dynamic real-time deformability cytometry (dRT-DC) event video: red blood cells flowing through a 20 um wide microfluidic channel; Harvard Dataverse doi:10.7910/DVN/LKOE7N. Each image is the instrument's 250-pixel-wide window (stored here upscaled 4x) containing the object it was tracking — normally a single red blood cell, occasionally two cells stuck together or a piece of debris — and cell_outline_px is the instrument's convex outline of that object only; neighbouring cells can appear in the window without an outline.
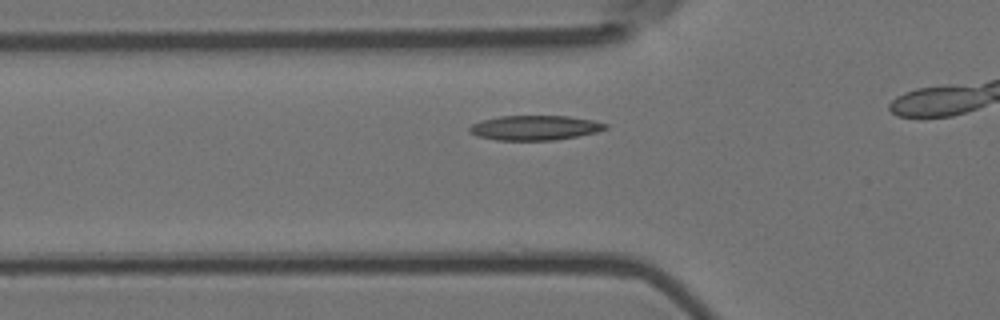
{"species": "Egyptian fruit bat (a non-hibernating species)", "species_latin": "Rousettus aegyptiacus", "temperature_condition": "room temperature", "stored_images_in_passage": 18, "camera_frame_rate_fps": 3000, "um_per_image_px": 0.085, "animal": {"sex": "female"}, "frame": {"image": 1, "passage_image": 13, "time_ms": 4.0, "image_size_px": [1000, 320], "cell_outline_px": [[608, 128], [596, 132], [556, 140], [496, 140], [476, 136], [468, 132], [468, 128], [472, 124], [480, 120], [500, 116], [568, 116], [592, 120], [608, 124]], "centroid_in_image_um": [45.42, 10.86], "position_along_channel_um": 80.4, "area_um2": 19.65}}
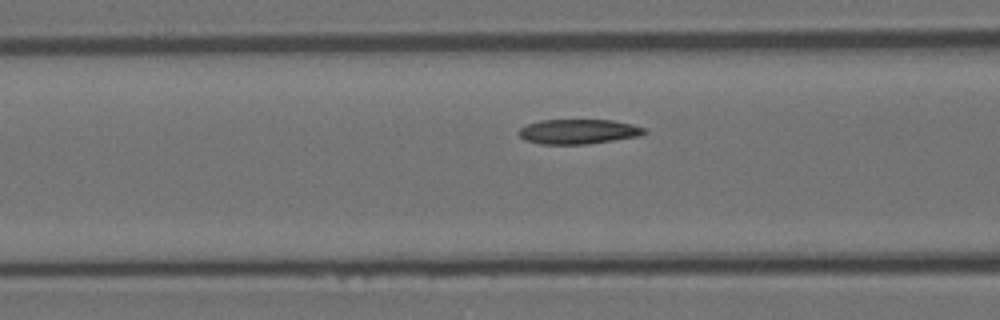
{"frame": {"image": 2, "passage_image": 16, "time_ms": 5.0, "image_size_px": [1000, 320], "cell_outline_px": [[648, 132], [640, 136], [588, 144], [540, 144], [524, 140], [516, 132], [524, 124], [540, 120], [612, 120], [632, 124], [648, 128]], "centroid_in_image_um": [49.16, 11.18], "position_along_channel_um": 117.4, "area_um2": 18.44}}